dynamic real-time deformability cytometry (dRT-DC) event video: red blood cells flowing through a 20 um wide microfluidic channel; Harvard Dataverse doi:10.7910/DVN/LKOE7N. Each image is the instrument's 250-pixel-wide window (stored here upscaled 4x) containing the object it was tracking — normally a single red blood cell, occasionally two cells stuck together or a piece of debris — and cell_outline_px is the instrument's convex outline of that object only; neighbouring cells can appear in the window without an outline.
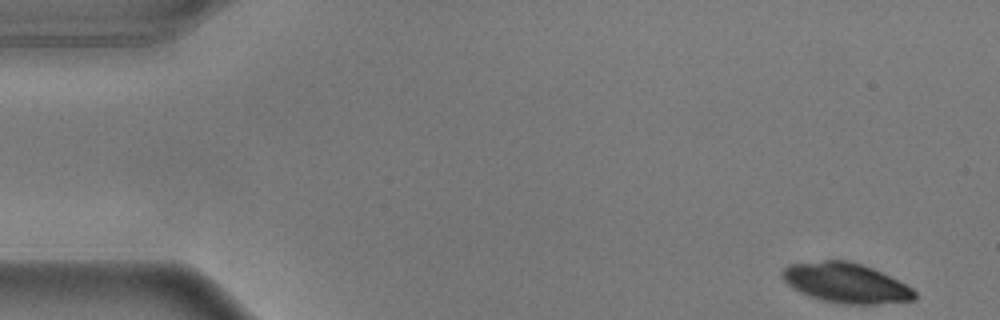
{"species": "common noctule bat (a hibernating species)", "species_latin": "Nyctalus noctula", "temperature_condition": "warm", "stored_images_in_passage": 10, "camera_frame_rate_fps": 3000, "um_per_image_px": 0.085, "animal": {"sex": "male", "body_mass_g": 17.9}, "frame": {"image": 1, "passage_image": 1, "time_ms": 0.0, "image_size_px": [1000, 320], "cell_outline_px": [[916, 300], [876, 304], [840, 304], [820, 300], [808, 296], [792, 288], [780, 276], [780, 272], [788, 264], [824, 260], [848, 260], [872, 268], [912, 288], [916, 292]], "centroid_in_image_um": [71.85, 24.06], "position_along_channel_um": 13.1, "area_um2": 30.81}}